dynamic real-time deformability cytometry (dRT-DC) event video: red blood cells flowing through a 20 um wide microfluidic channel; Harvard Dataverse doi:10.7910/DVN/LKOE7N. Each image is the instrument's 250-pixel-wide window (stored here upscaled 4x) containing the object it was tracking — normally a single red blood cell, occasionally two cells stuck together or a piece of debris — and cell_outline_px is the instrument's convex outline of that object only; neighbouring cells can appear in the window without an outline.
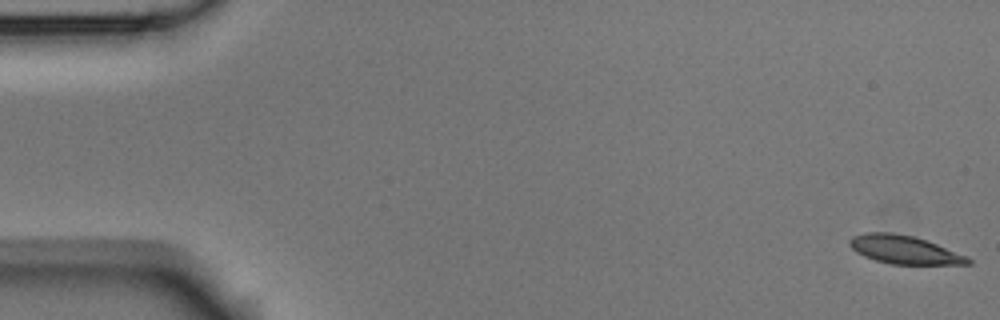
{"species": "Egyptian fruit bat (a non-hibernating species)", "species_latin": "Rousettus aegyptiacus", "temperature_condition": "room temperature", "stored_images_in_passage": 54, "camera_frame_rate_fps": 3000, "um_per_image_px": 0.085, "animal": {"sex": "male"}, "frame": {"image": 1, "passage_image": 1, "time_ms": 0.0, "image_size_px": [1000, 320], "cell_outline_px": [[972, 264], [892, 264], [876, 260], [864, 256], [856, 252], [848, 244], [848, 240], [852, 236], [864, 232], [892, 232], [912, 236], [928, 240], [968, 256], [972, 260]], "centroid_in_image_um": [76.87, 21.21], "position_along_channel_um": 8.1, "area_um2": 19.71}}
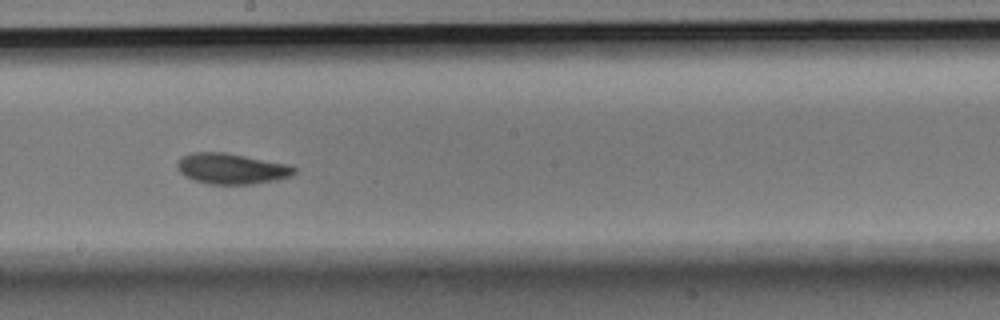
{"frame": {"image": 2, "passage_image": 30, "time_ms": 9.667, "image_size_px": [1000, 320], "cell_outline_px": [[296, 172], [292, 176], [276, 180], [252, 184], [208, 184], [192, 180], [184, 176], [180, 172], [176, 164], [184, 156], [192, 152], [224, 152], [288, 164], [296, 168]], "centroid_in_image_um": [19.69, 14.34], "position_along_channel_um": 228.5, "area_um2": 20.92}}
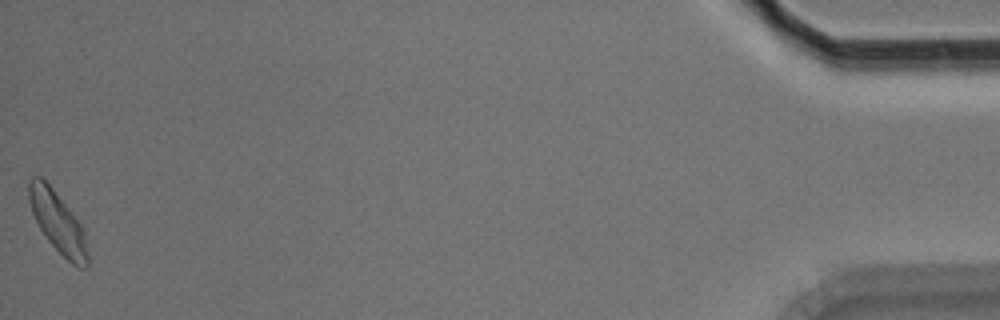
{"frame": {"image": 3, "passage_image": 54, "time_ms": 17.667, "image_size_px": [1000, 320], "cell_outline_px": [[88, 268], [80, 268], [72, 264], [48, 240], [40, 228], [32, 212], [28, 200], [28, 180], [32, 176], [40, 176], [52, 188], [84, 228], [88, 256]], "centroid_in_image_um": [4.91, 18.89], "position_along_channel_um": 430.3, "area_um2": 20.58}, "authors_computed_cell_mechanics": {"area_um2": 20.2878, "velocity_mm_per_s": 3.7286, "shape_relaxation_time_tau1_ms": 3.6275, "shape_relaxation_time_tau2_ms": 4.3574, "deformation_change_tau1": 0.1141, "deformation_change_tau2": 0.0933}}